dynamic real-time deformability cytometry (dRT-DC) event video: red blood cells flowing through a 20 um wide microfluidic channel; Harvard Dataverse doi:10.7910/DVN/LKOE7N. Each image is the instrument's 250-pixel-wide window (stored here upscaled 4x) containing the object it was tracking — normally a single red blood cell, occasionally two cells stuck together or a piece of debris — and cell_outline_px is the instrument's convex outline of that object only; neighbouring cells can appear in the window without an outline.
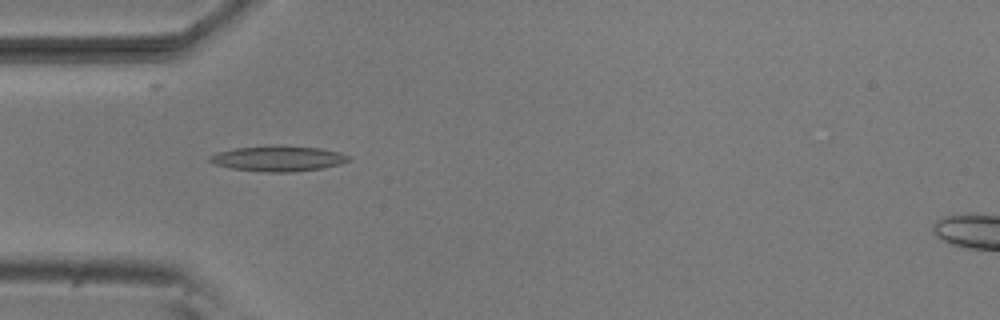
{"species": "common noctule bat (a hibernating species)", "species_latin": "Nyctalus noctula", "temperature_condition": "room temperature", "stored_images_in_passage": 40, "camera_frame_rate_fps": 3000, "um_per_image_px": 0.085, "animal": {"sex": "male", "body_mass_g": 20.5, "forearm_length_mm": 52.5}, "frame": {"image": 1, "passage_image": 5, "time_ms": 1.333, "image_size_px": [1000, 320], "cell_outline_px": [[352, 160], [340, 164], [320, 168], [292, 172], [268, 172], [232, 168], [212, 164], [208, 160], [208, 156], [216, 152], [236, 148], [272, 144], [284, 144], [320, 148], [340, 152], [348, 156]], "centroid_in_image_um": [23.62, 13.45], "position_along_channel_um": 61.4, "area_um2": 20.98}}
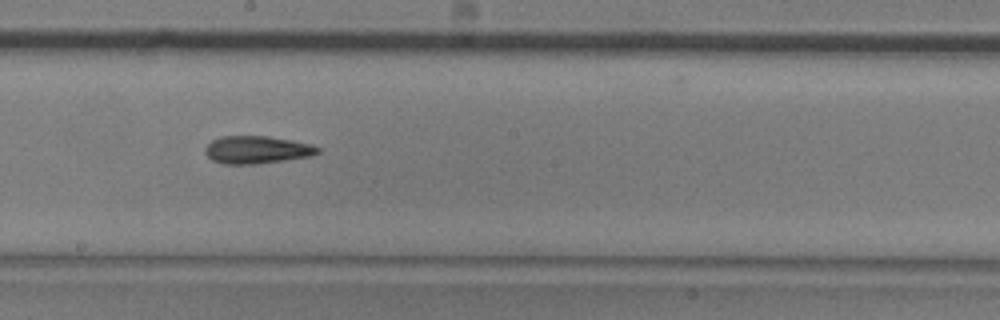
{"frame": {"image": 2, "passage_image": 18, "time_ms": 5.667, "image_size_px": [1000, 320], "cell_outline_px": [[320, 152], [312, 156], [256, 164], [224, 164], [212, 160], [204, 152], [204, 148], [212, 140], [220, 136], [268, 136], [292, 140], [308, 144], [320, 148]], "centroid_in_image_um": [21.81, 12.73], "position_along_channel_um": 226.4, "area_um2": 18.15}}
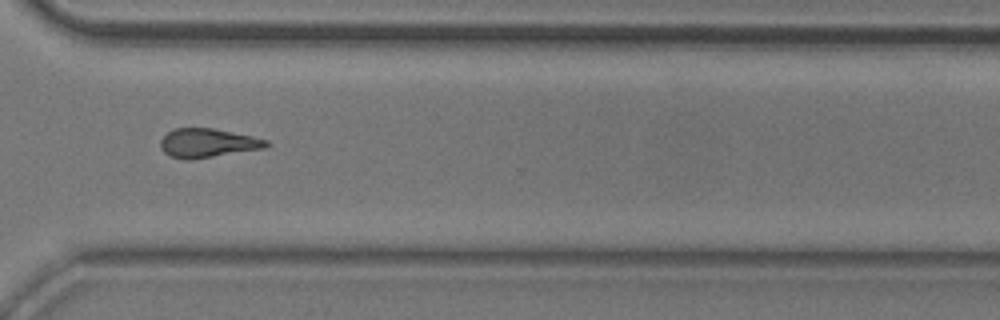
{"frame": {"image": 3, "passage_image": 28, "time_ms": 9.0, "image_size_px": [1000, 320], "cell_outline_px": [[268, 144], [264, 148], [192, 160], [184, 160], [168, 156], [160, 148], [160, 140], [172, 128], [212, 128], [252, 136], [268, 140]], "centroid_in_image_um": [17.59, 12.17], "position_along_channel_um": 353.0, "area_um2": 17.92}, "authors_computed_cell_mechanics": {"area_um2": 17.9469, "velocity_mm_per_s": 3.8095, "shape_relaxation_time_tau1_ms": null, "shape_relaxation_time_tau2_ms": 10.6399, "deformation_change_tau1": null, "deformation_change_tau2": 0.2626}}